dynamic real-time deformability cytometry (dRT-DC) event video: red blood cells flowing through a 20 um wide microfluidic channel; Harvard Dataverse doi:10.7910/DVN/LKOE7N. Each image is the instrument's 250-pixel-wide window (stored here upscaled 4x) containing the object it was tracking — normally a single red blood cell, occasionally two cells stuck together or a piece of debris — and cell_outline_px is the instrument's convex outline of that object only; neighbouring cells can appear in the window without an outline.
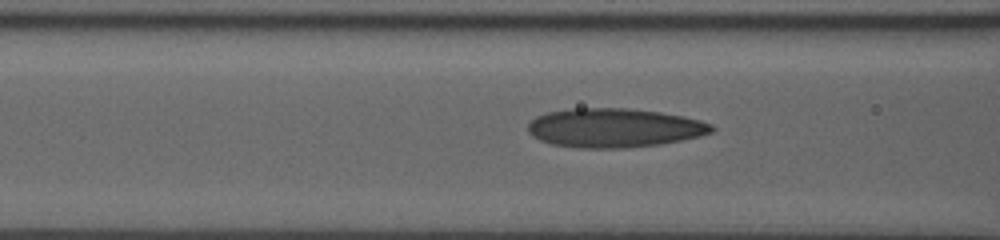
{"species": "human", "species_latin": "Homo sapiens", "temperature_condition": "room temperature", "stored_images_in_passage": 24, "camera_frame_rate_fps": 3000, "um_per_image_px": 0.085, "donor": {"sex": "male"}, "frame": {"image": 1, "passage_image": 5, "time_ms": 1.333, "image_size_px": [1000, 240], "cell_outline_px": [[716, 128], [712, 132], [700, 136], [660, 144], [624, 148], [580, 148], [552, 144], [540, 140], [532, 136], [528, 132], [528, 124], [536, 116], [548, 112], [572, 108], [628, 108], [660, 112], [684, 116], [700, 120], [712, 124]], "centroid_in_image_um": [52.21, 10.86], "position_along_channel_um": 114.4, "area_um2": 41.91}}
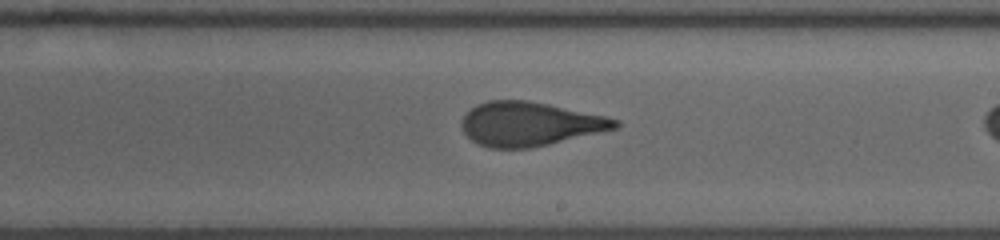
{"frame": {"image": 2, "passage_image": 14, "time_ms": 4.333, "image_size_px": [1000, 240], "cell_outline_px": [[620, 124], [616, 128], [548, 144], [528, 148], [488, 148], [476, 144], [464, 132], [460, 124], [464, 116], [476, 104], [488, 100], [528, 100], [548, 104], [604, 116], [620, 120]], "centroid_in_image_um": [44.97, 10.53], "position_along_channel_um": 244.0, "area_um2": 39.02}}
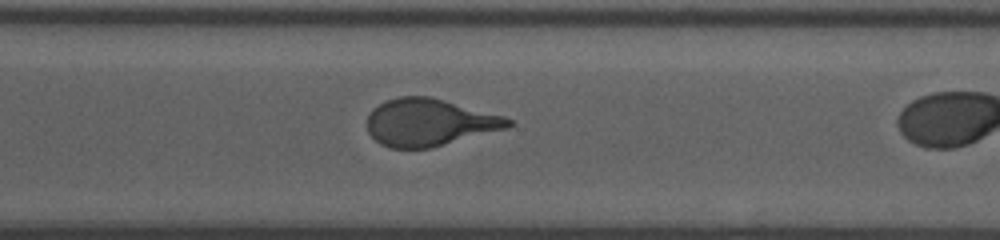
{"frame": {"image": 3, "passage_image": 21, "time_ms": 6.667, "image_size_px": [1000, 240], "cell_outline_px": [[512, 124], [508, 128], [432, 148], [388, 148], [380, 144], [368, 132], [368, 116], [372, 108], [388, 100], [400, 96], [428, 96], [444, 100], [504, 116], [512, 120]], "centroid_in_image_um": [36.49, 10.41], "position_along_channel_um": 334.1, "area_um2": 38.73}}